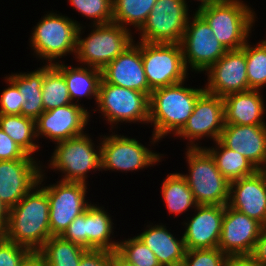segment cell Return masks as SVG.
Returning <instances> with one entry per match:
<instances>
[{"label": "cell", "instance_id": "obj_40", "mask_svg": "<svg viewBox=\"0 0 266 266\" xmlns=\"http://www.w3.org/2000/svg\"><path fill=\"white\" fill-rule=\"evenodd\" d=\"M33 159L0 128V160Z\"/></svg>", "mask_w": 266, "mask_h": 266}, {"label": "cell", "instance_id": "obj_3", "mask_svg": "<svg viewBox=\"0 0 266 266\" xmlns=\"http://www.w3.org/2000/svg\"><path fill=\"white\" fill-rule=\"evenodd\" d=\"M239 0H222L196 12L211 27L227 50L241 49L247 42L254 12Z\"/></svg>", "mask_w": 266, "mask_h": 266}, {"label": "cell", "instance_id": "obj_18", "mask_svg": "<svg viewBox=\"0 0 266 266\" xmlns=\"http://www.w3.org/2000/svg\"><path fill=\"white\" fill-rule=\"evenodd\" d=\"M89 117V112L77 103L44 111L35 120L36 137L41 134L58 143L80 136Z\"/></svg>", "mask_w": 266, "mask_h": 266}, {"label": "cell", "instance_id": "obj_30", "mask_svg": "<svg viewBox=\"0 0 266 266\" xmlns=\"http://www.w3.org/2000/svg\"><path fill=\"white\" fill-rule=\"evenodd\" d=\"M0 128L28 155L39 149L32 140L37 138L35 120L23 115L0 114Z\"/></svg>", "mask_w": 266, "mask_h": 266}, {"label": "cell", "instance_id": "obj_29", "mask_svg": "<svg viewBox=\"0 0 266 266\" xmlns=\"http://www.w3.org/2000/svg\"><path fill=\"white\" fill-rule=\"evenodd\" d=\"M216 143L218 148L205 149L214 159L218 170L229 182L253 175L256 172V167L244 155L225 147L219 140ZM219 148L221 150L217 151Z\"/></svg>", "mask_w": 266, "mask_h": 266}, {"label": "cell", "instance_id": "obj_4", "mask_svg": "<svg viewBox=\"0 0 266 266\" xmlns=\"http://www.w3.org/2000/svg\"><path fill=\"white\" fill-rule=\"evenodd\" d=\"M186 179L197 205H227L230 182L221 174L210 153L202 147L188 148Z\"/></svg>", "mask_w": 266, "mask_h": 266}, {"label": "cell", "instance_id": "obj_34", "mask_svg": "<svg viewBox=\"0 0 266 266\" xmlns=\"http://www.w3.org/2000/svg\"><path fill=\"white\" fill-rule=\"evenodd\" d=\"M251 47L248 42L242 47L245 50L246 72L249 90H260L266 85V40Z\"/></svg>", "mask_w": 266, "mask_h": 266}, {"label": "cell", "instance_id": "obj_14", "mask_svg": "<svg viewBox=\"0 0 266 266\" xmlns=\"http://www.w3.org/2000/svg\"><path fill=\"white\" fill-rule=\"evenodd\" d=\"M263 226L225 205L218 248L228 257L251 256Z\"/></svg>", "mask_w": 266, "mask_h": 266}, {"label": "cell", "instance_id": "obj_7", "mask_svg": "<svg viewBox=\"0 0 266 266\" xmlns=\"http://www.w3.org/2000/svg\"><path fill=\"white\" fill-rule=\"evenodd\" d=\"M79 27L80 24L67 16L49 13L38 22L32 33V49L38 57L47 59V64H53L54 59L66 53H76Z\"/></svg>", "mask_w": 266, "mask_h": 266}, {"label": "cell", "instance_id": "obj_46", "mask_svg": "<svg viewBox=\"0 0 266 266\" xmlns=\"http://www.w3.org/2000/svg\"><path fill=\"white\" fill-rule=\"evenodd\" d=\"M9 208L0 201V232L3 233L7 227Z\"/></svg>", "mask_w": 266, "mask_h": 266}, {"label": "cell", "instance_id": "obj_25", "mask_svg": "<svg viewBox=\"0 0 266 266\" xmlns=\"http://www.w3.org/2000/svg\"><path fill=\"white\" fill-rule=\"evenodd\" d=\"M112 224L106 211L90 204L85 211V249L117 250L119 242L110 239Z\"/></svg>", "mask_w": 266, "mask_h": 266}, {"label": "cell", "instance_id": "obj_39", "mask_svg": "<svg viewBox=\"0 0 266 266\" xmlns=\"http://www.w3.org/2000/svg\"><path fill=\"white\" fill-rule=\"evenodd\" d=\"M6 79L9 81V87L0 95V114L21 115L22 104L26 101L23 100L17 86L8 77Z\"/></svg>", "mask_w": 266, "mask_h": 266}, {"label": "cell", "instance_id": "obj_10", "mask_svg": "<svg viewBox=\"0 0 266 266\" xmlns=\"http://www.w3.org/2000/svg\"><path fill=\"white\" fill-rule=\"evenodd\" d=\"M150 97L143 92L109 84L101 80L97 103L112 125L118 122H149Z\"/></svg>", "mask_w": 266, "mask_h": 266}, {"label": "cell", "instance_id": "obj_45", "mask_svg": "<svg viewBox=\"0 0 266 266\" xmlns=\"http://www.w3.org/2000/svg\"><path fill=\"white\" fill-rule=\"evenodd\" d=\"M110 266H136L126 260L117 250L112 251Z\"/></svg>", "mask_w": 266, "mask_h": 266}, {"label": "cell", "instance_id": "obj_8", "mask_svg": "<svg viewBox=\"0 0 266 266\" xmlns=\"http://www.w3.org/2000/svg\"><path fill=\"white\" fill-rule=\"evenodd\" d=\"M93 145L87 134L58 142L50 167L63 171L61 181L86 183L89 170H101V148L97 152Z\"/></svg>", "mask_w": 266, "mask_h": 266}, {"label": "cell", "instance_id": "obj_33", "mask_svg": "<svg viewBox=\"0 0 266 266\" xmlns=\"http://www.w3.org/2000/svg\"><path fill=\"white\" fill-rule=\"evenodd\" d=\"M155 3L156 0H113V22L126 28V24H131L139 30Z\"/></svg>", "mask_w": 266, "mask_h": 266}, {"label": "cell", "instance_id": "obj_20", "mask_svg": "<svg viewBox=\"0 0 266 266\" xmlns=\"http://www.w3.org/2000/svg\"><path fill=\"white\" fill-rule=\"evenodd\" d=\"M195 216L186 223L183 240L186 250L217 248L225 205H197Z\"/></svg>", "mask_w": 266, "mask_h": 266}, {"label": "cell", "instance_id": "obj_21", "mask_svg": "<svg viewBox=\"0 0 266 266\" xmlns=\"http://www.w3.org/2000/svg\"><path fill=\"white\" fill-rule=\"evenodd\" d=\"M229 193L230 208L266 226V187L257 172L230 182Z\"/></svg>", "mask_w": 266, "mask_h": 266}, {"label": "cell", "instance_id": "obj_12", "mask_svg": "<svg viewBox=\"0 0 266 266\" xmlns=\"http://www.w3.org/2000/svg\"><path fill=\"white\" fill-rule=\"evenodd\" d=\"M42 188L50 203L51 236H61L70 223L90 205L85 201L86 183L59 181L57 185Z\"/></svg>", "mask_w": 266, "mask_h": 266}, {"label": "cell", "instance_id": "obj_42", "mask_svg": "<svg viewBox=\"0 0 266 266\" xmlns=\"http://www.w3.org/2000/svg\"><path fill=\"white\" fill-rule=\"evenodd\" d=\"M112 251L106 249L87 250L81 257L79 266H110Z\"/></svg>", "mask_w": 266, "mask_h": 266}, {"label": "cell", "instance_id": "obj_26", "mask_svg": "<svg viewBox=\"0 0 266 266\" xmlns=\"http://www.w3.org/2000/svg\"><path fill=\"white\" fill-rule=\"evenodd\" d=\"M10 79L18 88L24 101L21 115L36 120L43 112L42 84L44 67L31 73L13 74Z\"/></svg>", "mask_w": 266, "mask_h": 266}, {"label": "cell", "instance_id": "obj_1", "mask_svg": "<svg viewBox=\"0 0 266 266\" xmlns=\"http://www.w3.org/2000/svg\"><path fill=\"white\" fill-rule=\"evenodd\" d=\"M32 188L15 206L9 209L8 223L3 236L36 254L51 237L50 203L46 191ZM34 190V192H33Z\"/></svg>", "mask_w": 266, "mask_h": 266}, {"label": "cell", "instance_id": "obj_48", "mask_svg": "<svg viewBox=\"0 0 266 266\" xmlns=\"http://www.w3.org/2000/svg\"><path fill=\"white\" fill-rule=\"evenodd\" d=\"M257 174L263 181L264 186L266 187V159L264 160L263 164L256 168Z\"/></svg>", "mask_w": 266, "mask_h": 266}, {"label": "cell", "instance_id": "obj_43", "mask_svg": "<svg viewBox=\"0 0 266 266\" xmlns=\"http://www.w3.org/2000/svg\"><path fill=\"white\" fill-rule=\"evenodd\" d=\"M251 256L266 266V226L262 228Z\"/></svg>", "mask_w": 266, "mask_h": 266}, {"label": "cell", "instance_id": "obj_2", "mask_svg": "<svg viewBox=\"0 0 266 266\" xmlns=\"http://www.w3.org/2000/svg\"><path fill=\"white\" fill-rule=\"evenodd\" d=\"M183 82L153 90L149 102V123H154L153 141L173 131L177 135L192 114L204 88L183 87Z\"/></svg>", "mask_w": 266, "mask_h": 266}, {"label": "cell", "instance_id": "obj_37", "mask_svg": "<svg viewBox=\"0 0 266 266\" xmlns=\"http://www.w3.org/2000/svg\"><path fill=\"white\" fill-rule=\"evenodd\" d=\"M228 258L218 247L186 250L180 266H225Z\"/></svg>", "mask_w": 266, "mask_h": 266}, {"label": "cell", "instance_id": "obj_17", "mask_svg": "<svg viewBox=\"0 0 266 266\" xmlns=\"http://www.w3.org/2000/svg\"><path fill=\"white\" fill-rule=\"evenodd\" d=\"M246 57L243 48L228 50L208 71L205 92L220 97L249 90L246 72Z\"/></svg>", "mask_w": 266, "mask_h": 266}, {"label": "cell", "instance_id": "obj_35", "mask_svg": "<svg viewBox=\"0 0 266 266\" xmlns=\"http://www.w3.org/2000/svg\"><path fill=\"white\" fill-rule=\"evenodd\" d=\"M117 251L136 266H161L155 254L137 236L118 243Z\"/></svg>", "mask_w": 266, "mask_h": 266}, {"label": "cell", "instance_id": "obj_24", "mask_svg": "<svg viewBox=\"0 0 266 266\" xmlns=\"http://www.w3.org/2000/svg\"><path fill=\"white\" fill-rule=\"evenodd\" d=\"M137 237L155 254L161 266L182 264L186 252L183 236L177 240L163 225H155Z\"/></svg>", "mask_w": 266, "mask_h": 266}, {"label": "cell", "instance_id": "obj_22", "mask_svg": "<svg viewBox=\"0 0 266 266\" xmlns=\"http://www.w3.org/2000/svg\"><path fill=\"white\" fill-rule=\"evenodd\" d=\"M219 141L244 155L256 168L266 159V125L224 124Z\"/></svg>", "mask_w": 266, "mask_h": 266}, {"label": "cell", "instance_id": "obj_27", "mask_svg": "<svg viewBox=\"0 0 266 266\" xmlns=\"http://www.w3.org/2000/svg\"><path fill=\"white\" fill-rule=\"evenodd\" d=\"M53 65L63 74L71 101L79 97H89L94 96L96 102L98 98V92L100 83L102 80V72L100 69L93 67H71L65 66L64 64H56L53 62Z\"/></svg>", "mask_w": 266, "mask_h": 266}, {"label": "cell", "instance_id": "obj_38", "mask_svg": "<svg viewBox=\"0 0 266 266\" xmlns=\"http://www.w3.org/2000/svg\"><path fill=\"white\" fill-rule=\"evenodd\" d=\"M34 253L19 244L6 239H0V266H23Z\"/></svg>", "mask_w": 266, "mask_h": 266}, {"label": "cell", "instance_id": "obj_16", "mask_svg": "<svg viewBox=\"0 0 266 266\" xmlns=\"http://www.w3.org/2000/svg\"><path fill=\"white\" fill-rule=\"evenodd\" d=\"M224 124L223 97L204 92L197 99L192 114L177 136L189 138V148H199L193 140L211 136L216 142L220 138Z\"/></svg>", "mask_w": 266, "mask_h": 266}, {"label": "cell", "instance_id": "obj_49", "mask_svg": "<svg viewBox=\"0 0 266 266\" xmlns=\"http://www.w3.org/2000/svg\"><path fill=\"white\" fill-rule=\"evenodd\" d=\"M199 1H201V5L199 6L198 10H201V9L209 7L213 4L219 3L222 0H199Z\"/></svg>", "mask_w": 266, "mask_h": 266}, {"label": "cell", "instance_id": "obj_28", "mask_svg": "<svg viewBox=\"0 0 266 266\" xmlns=\"http://www.w3.org/2000/svg\"><path fill=\"white\" fill-rule=\"evenodd\" d=\"M86 251L61 236H51L36 255L46 266H79Z\"/></svg>", "mask_w": 266, "mask_h": 266}, {"label": "cell", "instance_id": "obj_44", "mask_svg": "<svg viewBox=\"0 0 266 266\" xmlns=\"http://www.w3.org/2000/svg\"><path fill=\"white\" fill-rule=\"evenodd\" d=\"M225 266H264L252 256H234L226 260Z\"/></svg>", "mask_w": 266, "mask_h": 266}, {"label": "cell", "instance_id": "obj_23", "mask_svg": "<svg viewBox=\"0 0 266 266\" xmlns=\"http://www.w3.org/2000/svg\"><path fill=\"white\" fill-rule=\"evenodd\" d=\"M224 123L236 125H266L262 121L264 102L258 90L231 93L223 97Z\"/></svg>", "mask_w": 266, "mask_h": 266}, {"label": "cell", "instance_id": "obj_9", "mask_svg": "<svg viewBox=\"0 0 266 266\" xmlns=\"http://www.w3.org/2000/svg\"><path fill=\"white\" fill-rule=\"evenodd\" d=\"M184 0H156L146 22L139 29L142 42L180 43L188 23Z\"/></svg>", "mask_w": 266, "mask_h": 266}, {"label": "cell", "instance_id": "obj_31", "mask_svg": "<svg viewBox=\"0 0 266 266\" xmlns=\"http://www.w3.org/2000/svg\"><path fill=\"white\" fill-rule=\"evenodd\" d=\"M161 190L170 213L178 215L192 206H197L186 179L180 173L168 175Z\"/></svg>", "mask_w": 266, "mask_h": 266}, {"label": "cell", "instance_id": "obj_5", "mask_svg": "<svg viewBox=\"0 0 266 266\" xmlns=\"http://www.w3.org/2000/svg\"><path fill=\"white\" fill-rule=\"evenodd\" d=\"M80 31L81 26L77 34L75 57L88 67L100 70L134 43L129 29L114 22L95 24V29L85 39H81Z\"/></svg>", "mask_w": 266, "mask_h": 266}, {"label": "cell", "instance_id": "obj_32", "mask_svg": "<svg viewBox=\"0 0 266 266\" xmlns=\"http://www.w3.org/2000/svg\"><path fill=\"white\" fill-rule=\"evenodd\" d=\"M42 102L44 111L72 103L66 80L53 64L44 66Z\"/></svg>", "mask_w": 266, "mask_h": 266}, {"label": "cell", "instance_id": "obj_6", "mask_svg": "<svg viewBox=\"0 0 266 266\" xmlns=\"http://www.w3.org/2000/svg\"><path fill=\"white\" fill-rule=\"evenodd\" d=\"M141 57L149 88L184 82L187 68L180 43H149L140 41Z\"/></svg>", "mask_w": 266, "mask_h": 266}, {"label": "cell", "instance_id": "obj_41", "mask_svg": "<svg viewBox=\"0 0 266 266\" xmlns=\"http://www.w3.org/2000/svg\"><path fill=\"white\" fill-rule=\"evenodd\" d=\"M61 237L85 249V211L70 223Z\"/></svg>", "mask_w": 266, "mask_h": 266}, {"label": "cell", "instance_id": "obj_50", "mask_svg": "<svg viewBox=\"0 0 266 266\" xmlns=\"http://www.w3.org/2000/svg\"><path fill=\"white\" fill-rule=\"evenodd\" d=\"M3 237V233L0 232V239Z\"/></svg>", "mask_w": 266, "mask_h": 266}, {"label": "cell", "instance_id": "obj_36", "mask_svg": "<svg viewBox=\"0 0 266 266\" xmlns=\"http://www.w3.org/2000/svg\"><path fill=\"white\" fill-rule=\"evenodd\" d=\"M72 6L96 24L113 22V0H69ZM96 22V23H95Z\"/></svg>", "mask_w": 266, "mask_h": 266}, {"label": "cell", "instance_id": "obj_15", "mask_svg": "<svg viewBox=\"0 0 266 266\" xmlns=\"http://www.w3.org/2000/svg\"><path fill=\"white\" fill-rule=\"evenodd\" d=\"M34 159L0 160V201L12 208L43 181Z\"/></svg>", "mask_w": 266, "mask_h": 266}, {"label": "cell", "instance_id": "obj_47", "mask_svg": "<svg viewBox=\"0 0 266 266\" xmlns=\"http://www.w3.org/2000/svg\"><path fill=\"white\" fill-rule=\"evenodd\" d=\"M23 266H46V265L36 254H34Z\"/></svg>", "mask_w": 266, "mask_h": 266}, {"label": "cell", "instance_id": "obj_13", "mask_svg": "<svg viewBox=\"0 0 266 266\" xmlns=\"http://www.w3.org/2000/svg\"><path fill=\"white\" fill-rule=\"evenodd\" d=\"M120 136L104 137L101 142V169L132 171L159 162L161 155L153 153L133 138Z\"/></svg>", "mask_w": 266, "mask_h": 266}, {"label": "cell", "instance_id": "obj_11", "mask_svg": "<svg viewBox=\"0 0 266 266\" xmlns=\"http://www.w3.org/2000/svg\"><path fill=\"white\" fill-rule=\"evenodd\" d=\"M180 45L186 68L190 64L198 72L206 71L228 51L197 12L192 22L188 20Z\"/></svg>", "mask_w": 266, "mask_h": 266}, {"label": "cell", "instance_id": "obj_19", "mask_svg": "<svg viewBox=\"0 0 266 266\" xmlns=\"http://www.w3.org/2000/svg\"><path fill=\"white\" fill-rule=\"evenodd\" d=\"M102 80L128 89L146 93L149 97L152 90L149 88L145 75L141 48L133 43L102 70Z\"/></svg>", "mask_w": 266, "mask_h": 266}]
</instances>
